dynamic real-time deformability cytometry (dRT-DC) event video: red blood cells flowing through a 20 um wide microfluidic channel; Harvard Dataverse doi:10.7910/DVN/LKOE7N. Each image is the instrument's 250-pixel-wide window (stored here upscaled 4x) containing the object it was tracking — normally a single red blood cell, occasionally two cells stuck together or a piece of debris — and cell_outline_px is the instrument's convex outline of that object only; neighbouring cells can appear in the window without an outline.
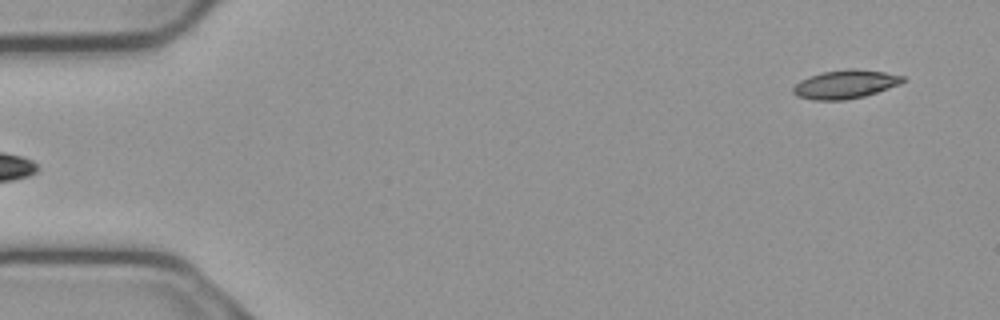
{"species": "common noctule bat (a hibernating species)", "species_latin": "Nyctalus noctula", "temperature_condition": "cold", "stored_images_in_passage": 5, "camera_frame_rate_fps": 3000, "um_per_image_px": 0.085, "animal": {"sex": "male", "body_mass_g": 23.1, "forearm_length_mm": 52.7}, "frame": {"image": 1, "passage_image": 5, "time_ms": 1.333, "image_size_px": [1000, 320], "cell_outline_px": [[904, 80], [900, 84], [864, 96], [844, 100], [816, 100], [796, 96], [792, 92], [792, 88], [800, 80], [824, 72], [848, 68], [856, 68], [884, 72], [904, 76]], "centroid_in_image_um": [71.84, 7.16], "position_along_channel_um": 13.2, "area_um2": 18.09}}